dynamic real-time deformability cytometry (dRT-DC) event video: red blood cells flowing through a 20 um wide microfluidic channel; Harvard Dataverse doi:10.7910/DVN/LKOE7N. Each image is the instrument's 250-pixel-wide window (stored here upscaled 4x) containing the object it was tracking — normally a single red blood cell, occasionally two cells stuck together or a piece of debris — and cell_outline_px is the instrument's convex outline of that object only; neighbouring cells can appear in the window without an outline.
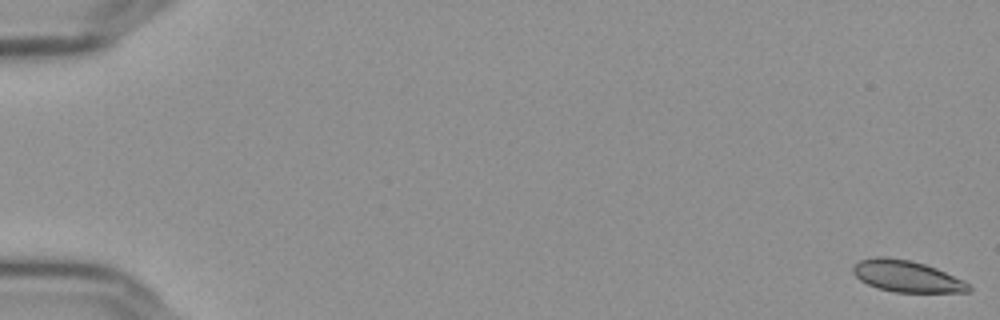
{"species": "Egyptian fruit bat (a non-hibernating species)", "species_latin": "Rousettus aegyptiacus", "temperature_condition": "cold", "stored_images_in_passage": 57, "camera_frame_rate_fps": 3000, "um_per_image_px": 0.085, "frame": {"image": 1, "passage_image": 1, "time_ms": 0.0, "image_size_px": [1000, 320], "cell_outline_px": [[972, 288], [968, 292], [896, 292], [880, 288], [868, 284], [860, 280], [852, 272], [852, 268], [860, 260], [876, 256], [884, 256], [912, 260], [936, 268], [964, 280]], "centroid_in_image_um": [77.08, 23.47], "position_along_channel_um": 7.9, "area_um2": 21.15}}
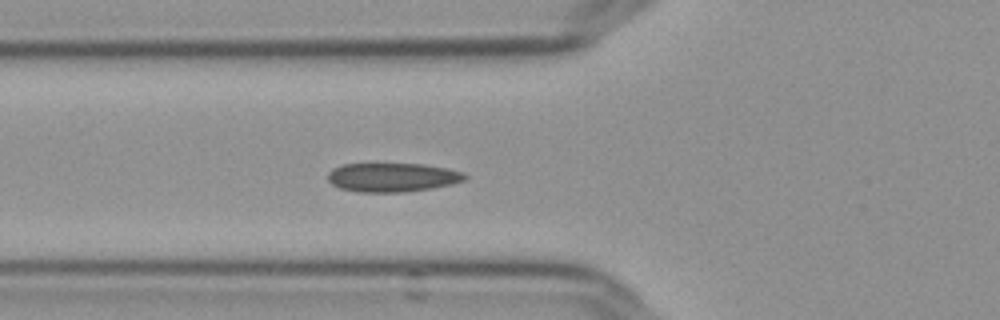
{"frame": {"image": 2, "passage_image": 22, "time_ms": 7.0, "image_size_px": [1000, 320], "cell_outline_px": [[468, 176], [464, 180], [452, 184], [432, 188], [404, 192], [360, 192], [340, 188], [332, 184], [328, 180], [328, 172], [332, 168], [344, 164], [424, 164], [448, 168], [464, 172]], "centroid_in_image_um": [33.37, 15.07], "position_along_channel_um": 92.4, "area_um2": 23.18}}
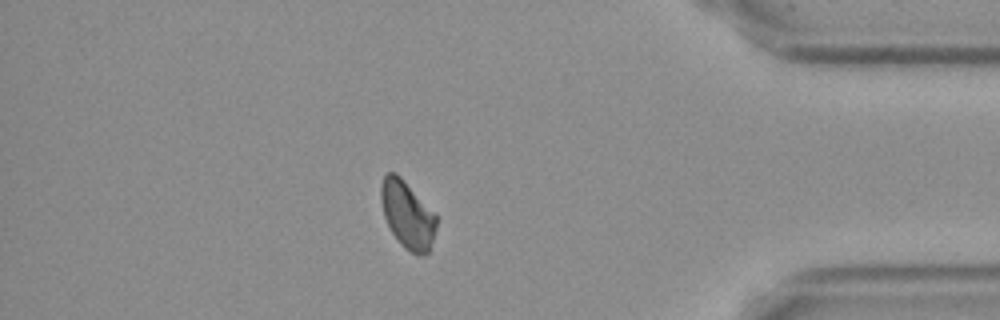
{"frame": {"image": 3, "passage_image": 50, "time_ms": 16.333, "image_size_px": [1000, 320], "cell_outline_px": [[436, 228], [428, 252], [424, 256], [416, 256], [404, 248], [400, 244], [392, 232], [384, 216], [380, 196], [380, 184], [384, 176], [388, 172], [396, 172], [436, 212]], "centroid_in_image_um": [34.64, 18.25], "position_along_channel_um": 400.6, "area_um2": 21.96}}